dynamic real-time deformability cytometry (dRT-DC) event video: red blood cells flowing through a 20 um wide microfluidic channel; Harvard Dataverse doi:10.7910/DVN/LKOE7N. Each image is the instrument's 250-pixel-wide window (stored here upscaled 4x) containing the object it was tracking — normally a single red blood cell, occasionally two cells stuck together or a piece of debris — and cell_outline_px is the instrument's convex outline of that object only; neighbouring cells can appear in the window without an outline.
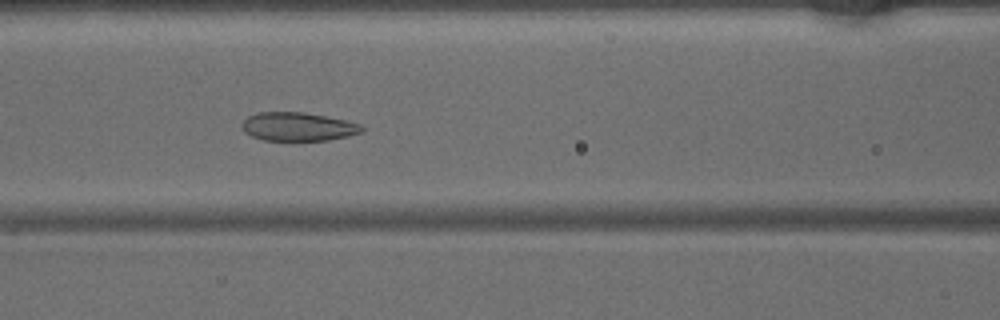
{"species": "common noctule bat (a hibernating species)", "species_latin": "Nyctalus noctula", "temperature_condition": "warm", "stored_images_in_passage": 47, "camera_frame_rate_fps": 3000, "um_per_image_px": 0.085, "animal": {"sex": "male", "body_mass_g": 15.6}, "frame": {"image": 1, "passage_image": 20, "time_ms": 6.333, "image_size_px": [1000, 320], "cell_outline_px": [[364, 132], [348, 136], [328, 140], [260, 140], [244, 132], [240, 124], [248, 116], [260, 112], [304, 112], [364, 124]], "centroid_in_image_um": [25.34, 10.77], "position_along_channel_um": 141.3, "area_um2": 20.06}}
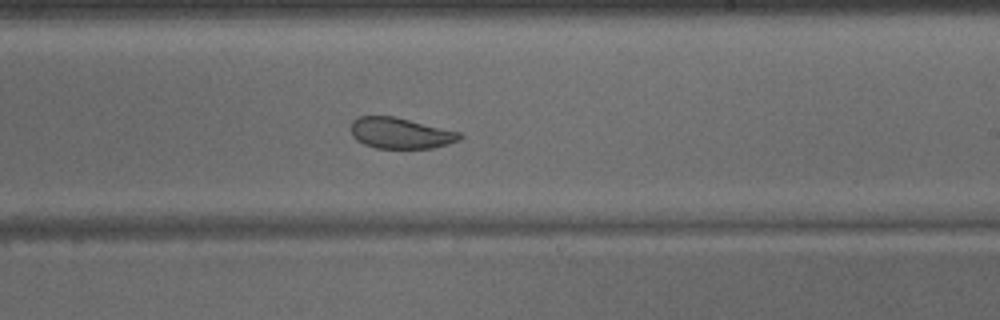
{"frame": {"image": 2, "passage_image": 28, "time_ms": 9.0, "image_size_px": [1000, 320], "cell_outline_px": [[464, 136], [460, 140], [448, 144], [432, 148], [376, 148], [364, 144], [356, 140], [352, 136], [352, 120], [360, 116], [392, 116], [460, 132]], "centroid_in_image_um": [34.04, 11.32], "position_along_channel_um": 255.0, "area_um2": 19.48}}
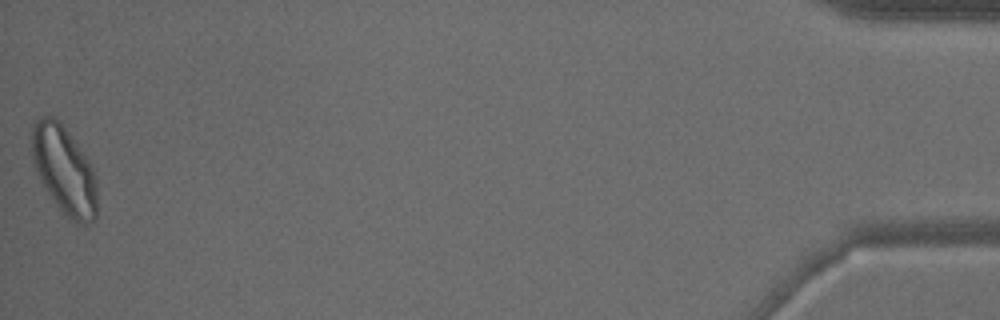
{"frame": {"image": 3, "passage_image": 47, "time_ms": 15.333, "image_size_px": [1000, 320], "cell_outline_px": [[96, 220], [84, 224], [76, 224], [56, 204], [44, 188], [40, 180], [32, 160], [32, 128], [36, 120], [44, 116], [52, 116], [60, 120], [88, 160], [96, 176]], "centroid_in_image_um": [5.45, 14.45], "position_along_channel_um": 429.7, "area_um2": 33.29}}